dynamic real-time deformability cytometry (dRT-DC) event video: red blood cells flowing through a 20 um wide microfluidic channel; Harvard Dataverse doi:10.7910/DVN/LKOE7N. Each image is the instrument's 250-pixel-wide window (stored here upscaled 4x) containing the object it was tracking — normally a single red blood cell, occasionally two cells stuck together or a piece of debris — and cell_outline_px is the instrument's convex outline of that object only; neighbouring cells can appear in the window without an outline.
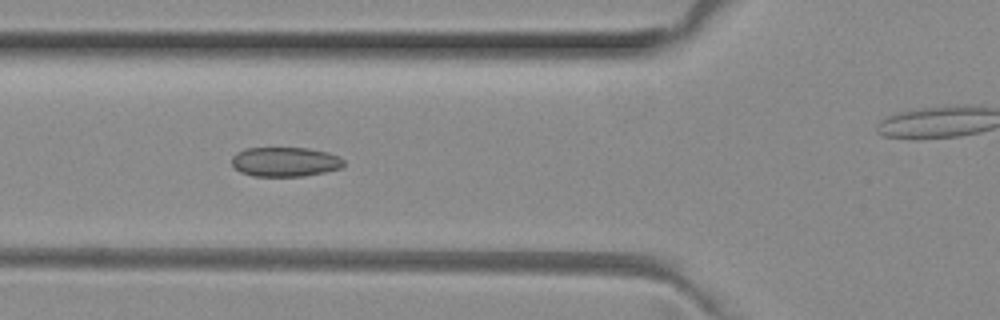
{"species": "common noctule bat (a hibernating species)", "species_latin": "Nyctalus noctula", "temperature_condition": "room temperature", "stored_images_in_passage": 8, "segment_of_instrument_passage": [1, 2], "camera_frame_rate_fps": 3000, "um_per_image_px": 0.085, "animal": {"sex": "female", "body_mass_g": 29.2, "forearm_length_mm": 56.3}, "frame": {"image": 1, "passage_image": 5, "time_ms": 1.333, "image_size_px": [1000, 320], "cell_outline_px": [[344, 164], [340, 168], [324, 172], [304, 176], [252, 176], [240, 172], [232, 164], [232, 156], [236, 152], [244, 148], [308, 148], [328, 152], [340, 156], [344, 160]], "centroid_in_image_um": [24.23, 13.75], "position_along_channel_um": 101.6, "area_um2": 19.36}}
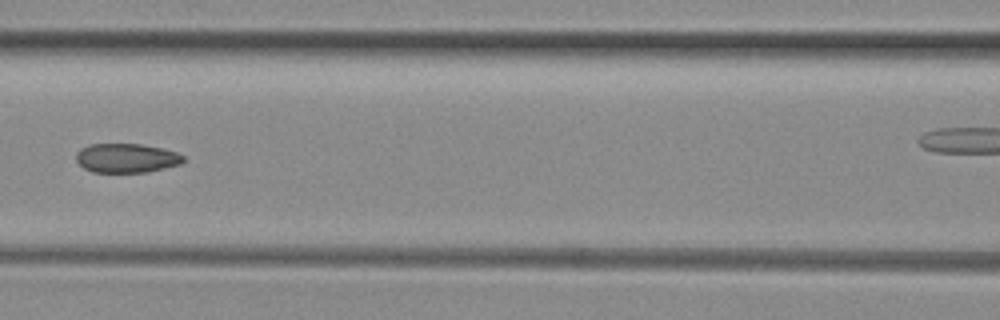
{"frame": {"image": 2, "passage_image": 6, "time_ms": 1.667, "image_size_px": [1000, 320], "cell_outline_px": [[184, 160], [180, 164], [148, 172], [92, 172], [84, 168], [76, 160], [76, 152], [80, 148], [88, 144], [140, 144], [160, 148], [176, 152], [184, 156]], "centroid_in_image_um": [10.72, 13.43], "position_along_channel_um": 155.9, "area_um2": 18.21}}
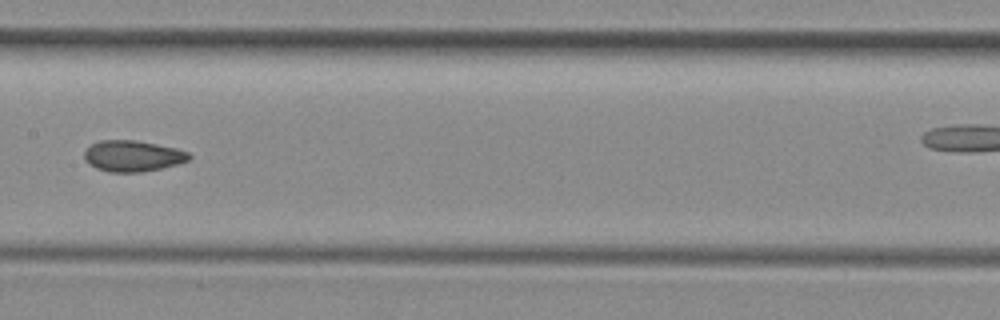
{"frame": {"image": 3, "passage_image": 7, "time_ms": 2.0, "image_size_px": [1000, 320], "cell_outline_px": [[192, 156], [188, 160], [176, 164], [160, 168], [140, 172], [108, 172], [96, 168], [88, 164], [84, 156], [84, 152], [92, 144], [100, 140], [136, 140], [176, 148], [188, 152]], "centroid_in_image_um": [11.26, 13.26], "position_along_channel_um": 196.1, "area_um2": 18.84}}